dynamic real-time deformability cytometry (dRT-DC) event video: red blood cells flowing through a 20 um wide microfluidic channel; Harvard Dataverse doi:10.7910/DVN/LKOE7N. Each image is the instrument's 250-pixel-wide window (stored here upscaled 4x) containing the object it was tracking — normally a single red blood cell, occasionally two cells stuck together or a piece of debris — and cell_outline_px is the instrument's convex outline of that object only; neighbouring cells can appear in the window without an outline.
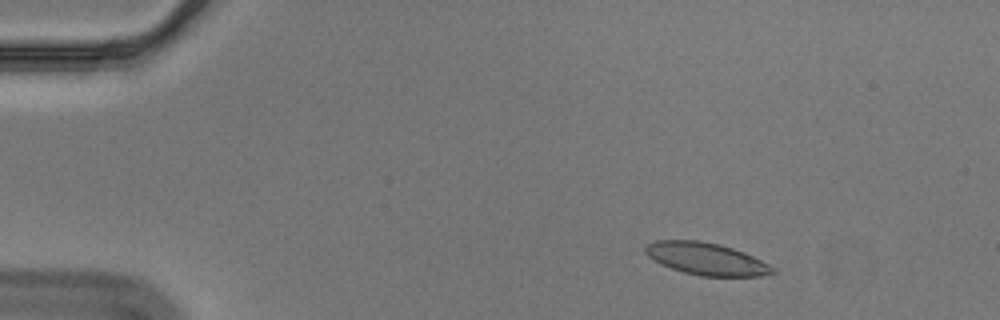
{"species": "Egyptian fruit bat (a non-hibernating species)", "species_latin": "Rousettus aegyptiacus", "temperature_condition": "cold", "stored_images_in_passage": 55, "camera_frame_rate_fps": 3000, "um_per_image_px": 0.085, "animal": {"sex": "male"}, "frame": {"image": 1, "passage_image": 7, "time_ms": 2.0, "image_size_px": [1000, 320], "cell_outline_px": [[776, 272], [760, 276], [700, 276], [684, 272], [660, 264], [652, 260], [644, 252], [644, 244], [656, 240], [700, 240], [720, 244], [744, 252], [776, 268]], "centroid_in_image_um": [59.99, 21.99], "position_along_channel_um": 25.0, "area_um2": 24.04}}
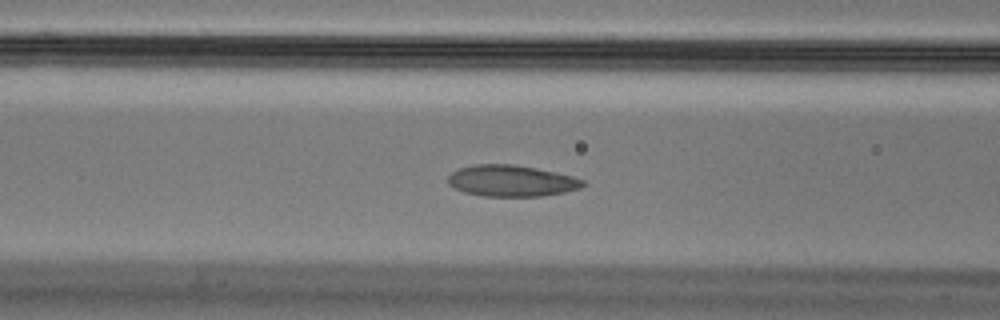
{"frame": {"image": 2, "passage_image": 22, "time_ms": 7.0, "image_size_px": [1000, 320], "cell_outline_px": [[588, 184], [580, 188], [564, 192], [540, 196], [480, 196], [464, 192], [448, 184], [448, 176], [452, 172], [460, 168], [476, 164], [512, 164], [536, 168], [556, 172], [572, 176], [584, 180]], "centroid_in_image_um": [43.49, 15.37], "position_along_channel_um": 123.1, "area_um2": 24.62}}
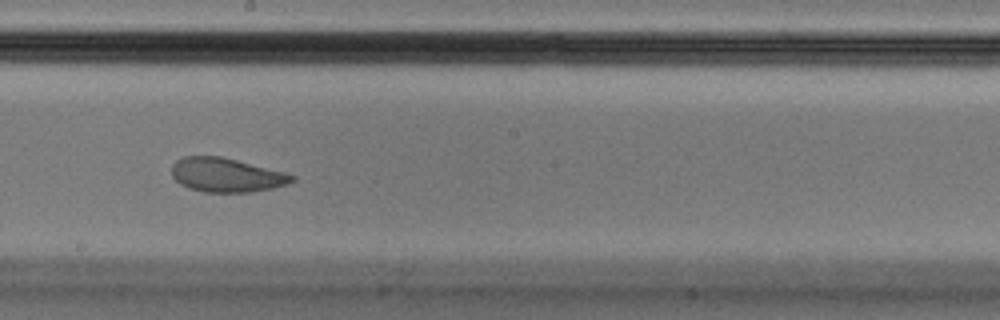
{"frame": {"image": 3, "passage_image": 31, "time_ms": 10.0, "image_size_px": [1000, 320], "cell_outline_px": [[296, 180], [288, 184], [272, 188], [252, 192], [204, 192], [188, 188], [180, 184], [172, 176], [172, 164], [176, 160], [184, 156], [220, 156], [284, 172], [296, 176]], "centroid_in_image_um": [19.23, 14.88], "position_along_channel_um": 229.0, "area_um2": 23.87}, "authors_computed_cell_mechanics": {"area_um2": 24.565, "velocity_mm_per_s": 3.5248, "shape_relaxation_time_tau1_ms": 8.4351, "shape_relaxation_time_tau2_ms": 1.6312, "deformation_change_tau1": 0.1802, "deformation_change_tau2": 0.0759}}